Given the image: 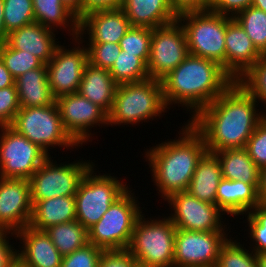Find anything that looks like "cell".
Returning <instances> with one entry per match:
<instances>
[{"label": "cell", "instance_id": "cell-1", "mask_svg": "<svg viewBox=\"0 0 266 267\" xmlns=\"http://www.w3.org/2000/svg\"><path fill=\"white\" fill-rule=\"evenodd\" d=\"M266 111L234 81L189 122L202 135L208 152L245 148Z\"/></svg>", "mask_w": 266, "mask_h": 267}, {"label": "cell", "instance_id": "cell-2", "mask_svg": "<svg viewBox=\"0 0 266 267\" xmlns=\"http://www.w3.org/2000/svg\"><path fill=\"white\" fill-rule=\"evenodd\" d=\"M178 128L181 129L175 139L161 140L142 153L150 168L151 182L163 201L174 193L187 191L197 163L207 151L202 135L189 121Z\"/></svg>", "mask_w": 266, "mask_h": 267}, {"label": "cell", "instance_id": "cell-3", "mask_svg": "<svg viewBox=\"0 0 266 267\" xmlns=\"http://www.w3.org/2000/svg\"><path fill=\"white\" fill-rule=\"evenodd\" d=\"M160 81L168 110L181 107L189 121L235 80L219 63L189 54Z\"/></svg>", "mask_w": 266, "mask_h": 267}, {"label": "cell", "instance_id": "cell-4", "mask_svg": "<svg viewBox=\"0 0 266 267\" xmlns=\"http://www.w3.org/2000/svg\"><path fill=\"white\" fill-rule=\"evenodd\" d=\"M160 80L148 78L140 82L118 84L108 126L131 127L152 123L167 113ZM163 113V114H162Z\"/></svg>", "mask_w": 266, "mask_h": 267}, {"label": "cell", "instance_id": "cell-5", "mask_svg": "<svg viewBox=\"0 0 266 267\" xmlns=\"http://www.w3.org/2000/svg\"><path fill=\"white\" fill-rule=\"evenodd\" d=\"M145 215L136 221L127 250L140 265L174 267L176 227L164 213L158 217Z\"/></svg>", "mask_w": 266, "mask_h": 267}, {"label": "cell", "instance_id": "cell-6", "mask_svg": "<svg viewBox=\"0 0 266 267\" xmlns=\"http://www.w3.org/2000/svg\"><path fill=\"white\" fill-rule=\"evenodd\" d=\"M95 165L85 173L75 194L76 220L87 230L132 186L114 173H100Z\"/></svg>", "mask_w": 266, "mask_h": 267}, {"label": "cell", "instance_id": "cell-7", "mask_svg": "<svg viewBox=\"0 0 266 267\" xmlns=\"http://www.w3.org/2000/svg\"><path fill=\"white\" fill-rule=\"evenodd\" d=\"M131 187L117 199L102 218L88 229L89 243L102 250H122L129 246L138 218L144 213L138 194Z\"/></svg>", "mask_w": 266, "mask_h": 267}, {"label": "cell", "instance_id": "cell-8", "mask_svg": "<svg viewBox=\"0 0 266 267\" xmlns=\"http://www.w3.org/2000/svg\"><path fill=\"white\" fill-rule=\"evenodd\" d=\"M10 127L37 144L49 156L58 147L60 150L64 149L62 152L69 149L70 153L74 148H80L64 129L56 103L43 107L20 108Z\"/></svg>", "mask_w": 266, "mask_h": 267}, {"label": "cell", "instance_id": "cell-9", "mask_svg": "<svg viewBox=\"0 0 266 267\" xmlns=\"http://www.w3.org/2000/svg\"><path fill=\"white\" fill-rule=\"evenodd\" d=\"M190 55L213 60L225 70V34L228 17L211 10L188 11L178 15Z\"/></svg>", "mask_w": 266, "mask_h": 267}, {"label": "cell", "instance_id": "cell-10", "mask_svg": "<svg viewBox=\"0 0 266 267\" xmlns=\"http://www.w3.org/2000/svg\"><path fill=\"white\" fill-rule=\"evenodd\" d=\"M54 158L49 156L30 177L32 202L75 195L85 173L94 164V160L83 157L59 163Z\"/></svg>", "mask_w": 266, "mask_h": 267}, {"label": "cell", "instance_id": "cell-11", "mask_svg": "<svg viewBox=\"0 0 266 267\" xmlns=\"http://www.w3.org/2000/svg\"><path fill=\"white\" fill-rule=\"evenodd\" d=\"M165 201L169 205L168 213L169 209L171 212L166 216L178 229L200 232L232 229L229 218L217 205L201 201L187 191L174 193Z\"/></svg>", "mask_w": 266, "mask_h": 267}, {"label": "cell", "instance_id": "cell-12", "mask_svg": "<svg viewBox=\"0 0 266 267\" xmlns=\"http://www.w3.org/2000/svg\"><path fill=\"white\" fill-rule=\"evenodd\" d=\"M48 157L10 126L0 127V177L29 180Z\"/></svg>", "mask_w": 266, "mask_h": 267}, {"label": "cell", "instance_id": "cell-13", "mask_svg": "<svg viewBox=\"0 0 266 267\" xmlns=\"http://www.w3.org/2000/svg\"><path fill=\"white\" fill-rule=\"evenodd\" d=\"M55 103L64 129L81 148L93 142L95 127H109L108 114L78 92L56 97Z\"/></svg>", "mask_w": 266, "mask_h": 267}, {"label": "cell", "instance_id": "cell-14", "mask_svg": "<svg viewBox=\"0 0 266 267\" xmlns=\"http://www.w3.org/2000/svg\"><path fill=\"white\" fill-rule=\"evenodd\" d=\"M188 55L186 33L178 19L152 29L150 57L147 63L150 78L161 80Z\"/></svg>", "mask_w": 266, "mask_h": 267}, {"label": "cell", "instance_id": "cell-15", "mask_svg": "<svg viewBox=\"0 0 266 267\" xmlns=\"http://www.w3.org/2000/svg\"><path fill=\"white\" fill-rule=\"evenodd\" d=\"M71 41L69 45L60 44L53 58L46 64L48 83L55 98L78 92L88 63L86 45L78 37Z\"/></svg>", "mask_w": 266, "mask_h": 267}, {"label": "cell", "instance_id": "cell-16", "mask_svg": "<svg viewBox=\"0 0 266 267\" xmlns=\"http://www.w3.org/2000/svg\"><path fill=\"white\" fill-rule=\"evenodd\" d=\"M231 231H187L176 228L174 267H215Z\"/></svg>", "mask_w": 266, "mask_h": 267}, {"label": "cell", "instance_id": "cell-17", "mask_svg": "<svg viewBox=\"0 0 266 267\" xmlns=\"http://www.w3.org/2000/svg\"><path fill=\"white\" fill-rule=\"evenodd\" d=\"M32 209L29 180L0 177V231L17 233L28 226Z\"/></svg>", "mask_w": 266, "mask_h": 267}, {"label": "cell", "instance_id": "cell-18", "mask_svg": "<svg viewBox=\"0 0 266 267\" xmlns=\"http://www.w3.org/2000/svg\"><path fill=\"white\" fill-rule=\"evenodd\" d=\"M130 27V21L121 8L98 10L79 20L78 38L83 43H120Z\"/></svg>", "mask_w": 266, "mask_h": 267}, {"label": "cell", "instance_id": "cell-19", "mask_svg": "<svg viewBox=\"0 0 266 267\" xmlns=\"http://www.w3.org/2000/svg\"><path fill=\"white\" fill-rule=\"evenodd\" d=\"M18 262L24 267H61L63 256L45 231L29 225L16 233Z\"/></svg>", "mask_w": 266, "mask_h": 267}, {"label": "cell", "instance_id": "cell-20", "mask_svg": "<svg viewBox=\"0 0 266 267\" xmlns=\"http://www.w3.org/2000/svg\"><path fill=\"white\" fill-rule=\"evenodd\" d=\"M261 56L240 24L234 18L228 17L225 34V71L236 80Z\"/></svg>", "mask_w": 266, "mask_h": 267}, {"label": "cell", "instance_id": "cell-21", "mask_svg": "<svg viewBox=\"0 0 266 267\" xmlns=\"http://www.w3.org/2000/svg\"><path fill=\"white\" fill-rule=\"evenodd\" d=\"M58 34L55 30L34 22L10 32L6 43L15 50L32 53L47 64L61 44L59 36L56 38Z\"/></svg>", "mask_w": 266, "mask_h": 267}, {"label": "cell", "instance_id": "cell-22", "mask_svg": "<svg viewBox=\"0 0 266 267\" xmlns=\"http://www.w3.org/2000/svg\"><path fill=\"white\" fill-rule=\"evenodd\" d=\"M216 205L229 218L248 214L251 209L261 205L258 189L253 184L241 180L222 178L216 192ZM237 216V217H236Z\"/></svg>", "mask_w": 266, "mask_h": 267}, {"label": "cell", "instance_id": "cell-23", "mask_svg": "<svg viewBox=\"0 0 266 267\" xmlns=\"http://www.w3.org/2000/svg\"><path fill=\"white\" fill-rule=\"evenodd\" d=\"M121 9L131 27L154 29L177 20L168 0H124Z\"/></svg>", "mask_w": 266, "mask_h": 267}, {"label": "cell", "instance_id": "cell-24", "mask_svg": "<svg viewBox=\"0 0 266 267\" xmlns=\"http://www.w3.org/2000/svg\"><path fill=\"white\" fill-rule=\"evenodd\" d=\"M117 85L109 70L87 63L78 93L109 114L113 106Z\"/></svg>", "mask_w": 266, "mask_h": 267}, {"label": "cell", "instance_id": "cell-25", "mask_svg": "<svg viewBox=\"0 0 266 267\" xmlns=\"http://www.w3.org/2000/svg\"><path fill=\"white\" fill-rule=\"evenodd\" d=\"M32 203L29 226L36 230L45 231L53 225L76 220L75 195L58 196Z\"/></svg>", "mask_w": 266, "mask_h": 267}, {"label": "cell", "instance_id": "cell-26", "mask_svg": "<svg viewBox=\"0 0 266 267\" xmlns=\"http://www.w3.org/2000/svg\"><path fill=\"white\" fill-rule=\"evenodd\" d=\"M221 179L220 160L215 153L206 151L197 163L187 192L201 201L216 205V192Z\"/></svg>", "mask_w": 266, "mask_h": 267}, {"label": "cell", "instance_id": "cell-27", "mask_svg": "<svg viewBox=\"0 0 266 267\" xmlns=\"http://www.w3.org/2000/svg\"><path fill=\"white\" fill-rule=\"evenodd\" d=\"M21 108L43 107L55 103L47 78V66L29 70L15 79Z\"/></svg>", "mask_w": 266, "mask_h": 267}, {"label": "cell", "instance_id": "cell-28", "mask_svg": "<svg viewBox=\"0 0 266 267\" xmlns=\"http://www.w3.org/2000/svg\"><path fill=\"white\" fill-rule=\"evenodd\" d=\"M35 22L56 32H67L69 41L79 35V20L61 0H33Z\"/></svg>", "mask_w": 266, "mask_h": 267}, {"label": "cell", "instance_id": "cell-29", "mask_svg": "<svg viewBox=\"0 0 266 267\" xmlns=\"http://www.w3.org/2000/svg\"><path fill=\"white\" fill-rule=\"evenodd\" d=\"M214 153L222 166V178L241 180L258 189L260 169L245 148L224 149Z\"/></svg>", "mask_w": 266, "mask_h": 267}, {"label": "cell", "instance_id": "cell-30", "mask_svg": "<svg viewBox=\"0 0 266 267\" xmlns=\"http://www.w3.org/2000/svg\"><path fill=\"white\" fill-rule=\"evenodd\" d=\"M45 232L63 257L89 243L88 230L77 220L53 225Z\"/></svg>", "mask_w": 266, "mask_h": 267}, {"label": "cell", "instance_id": "cell-31", "mask_svg": "<svg viewBox=\"0 0 266 267\" xmlns=\"http://www.w3.org/2000/svg\"><path fill=\"white\" fill-rule=\"evenodd\" d=\"M109 72L117 84L140 82L150 78L147 64L136 54L123 50Z\"/></svg>", "mask_w": 266, "mask_h": 267}, {"label": "cell", "instance_id": "cell-32", "mask_svg": "<svg viewBox=\"0 0 266 267\" xmlns=\"http://www.w3.org/2000/svg\"><path fill=\"white\" fill-rule=\"evenodd\" d=\"M232 236L221 246L215 267H258L255 253L248 247V243L242 244L238 235L234 238Z\"/></svg>", "mask_w": 266, "mask_h": 267}, {"label": "cell", "instance_id": "cell-33", "mask_svg": "<svg viewBox=\"0 0 266 267\" xmlns=\"http://www.w3.org/2000/svg\"><path fill=\"white\" fill-rule=\"evenodd\" d=\"M234 19L245 30L255 48L264 55L266 53V12L251 6L236 15Z\"/></svg>", "mask_w": 266, "mask_h": 267}, {"label": "cell", "instance_id": "cell-34", "mask_svg": "<svg viewBox=\"0 0 266 267\" xmlns=\"http://www.w3.org/2000/svg\"><path fill=\"white\" fill-rule=\"evenodd\" d=\"M266 111V56L262 55L235 80Z\"/></svg>", "mask_w": 266, "mask_h": 267}, {"label": "cell", "instance_id": "cell-35", "mask_svg": "<svg viewBox=\"0 0 266 267\" xmlns=\"http://www.w3.org/2000/svg\"><path fill=\"white\" fill-rule=\"evenodd\" d=\"M244 216L246 217L243 220ZM243 223H247L245 227L248 226L246 240L247 237L249 238V245L248 246L254 253H263L266 252V206L259 205L254 207L249 211L248 214L242 216ZM246 221V222H245Z\"/></svg>", "mask_w": 266, "mask_h": 267}, {"label": "cell", "instance_id": "cell-36", "mask_svg": "<svg viewBox=\"0 0 266 267\" xmlns=\"http://www.w3.org/2000/svg\"><path fill=\"white\" fill-rule=\"evenodd\" d=\"M0 59L14 79L44 64L32 53L29 54L27 51L15 50L6 42L0 43Z\"/></svg>", "mask_w": 266, "mask_h": 267}, {"label": "cell", "instance_id": "cell-37", "mask_svg": "<svg viewBox=\"0 0 266 267\" xmlns=\"http://www.w3.org/2000/svg\"><path fill=\"white\" fill-rule=\"evenodd\" d=\"M3 9L4 25L8 34L35 22L33 0H4Z\"/></svg>", "mask_w": 266, "mask_h": 267}, {"label": "cell", "instance_id": "cell-38", "mask_svg": "<svg viewBox=\"0 0 266 267\" xmlns=\"http://www.w3.org/2000/svg\"><path fill=\"white\" fill-rule=\"evenodd\" d=\"M152 29L146 27H130L120 40L121 50L136 54L146 64L150 57Z\"/></svg>", "mask_w": 266, "mask_h": 267}, {"label": "cell", "instance_id": "cell-39", "mask_svg": "<svg viewBox=\"0 0 266 267\" xmlns=\"http://www.w3.org/2000/svg\"><path fill=\"white\" fill-rule=\"evenodd\" d=\"M88 51V63L110 70L121 52L119 43H84Z\"/></svg>", "mask_w": 266, "mask_h": 267}, {"label": "cell", "instance_id": "cell-40", "mask_svg": "<svg viewBox=\"0 0 266 267\" xmlns=\"http://www.w3.org/2000/svg\"><path fill=\"white\" fill-rule=\"evenodd\" d=\"M103 250L88 243L62 258L61 267H98Z\"/></svg>", "mask_w": 266, "mask_h": 267}, {"label": "cell", "instance_id": "cell-41", "mask_svg": "<svg viewBox=\"0 0 266 267\" xmlns=\"http://www.w3.org/2000/svg\"><path fill=\"white\" fill-rule=\"evenodd\" d=\"M245 149L259 169L266 166V117L255 128Z\"/></svg>", "mask_w": 266, "mask_h": 267}, {"label": "cell", "instance_id": "cell-42", "mask_svg": "<svg viewBox=\"0 0 266 267\" xmlns=\"http://www.w3.org/2000/svg\"><path fill=\"white\" fill-rule=\"evenodd\" d=\"M20 108L16 86L0 89V127L10 126Z\"/></svg>", "mask_w": 266, "mask_h": 267}, {"label": "cell", "instance_id": "cell-43", "mask_svg": "<svg viewBox=\"0 0 266 267\" xmlns=\"http://www.w3.org/2000/svg\"><path fill=\"white\" fill-rule=\"evenodd\" d=\"M17 241L16 233L0 231V267H13L18 262Z\"/></svg>", "mask_w": 266, "mask_h": 267}, {"label": "cell", "instance_id": "cell-44", "mask_svg": "<svg viewBox=\"0 0 266 267\" xmlns=\"http://www.w3.org/2000/svg\"><path fill=\"white\" fill-rule=\"evenodd\" d=\"M138 262L127 250H103L98 267H136Z\"/></svg>", "mask_w": 266, "mask_h": 267}, {"label": "cell", "instance_id": "cell-45", "mask_svg": "<svg viewBox=\"0 0 266 267\" xmlns=\"http://www.w3.org/2000/svg\"><path fill=\"white\" fill-rule=\"evenodd\" d=\"M254 0H210L209 10L234 18L253 5Z\"/></svg>", "mask_w": 266, "mask_h": 267}, {"label": "cell", "instance_id": "cell-46", "mask_svg": "<svg viewBox=\"0 0 266 267\" xmlns=\"http://www.w3.org/2000/svg\"><path fill=\"white\" fill-rule=\"evenodd\" d=\"M124 0H82L81 18L88 13L98 10L119 9L122 7Z\"/></svg>", "mask_w": 266, "mask_h": 267}, {"label": "cell", "instance_id": "cell-47", "mask_svg": "<svg viewBox=\"0 0 266 267\" xmlns=\"http://www.w3.org/2000/svg\"><path fill=\"white\" fill-rule=\"evenodd\" d=\"M171 8L179 15L188 11L208 10L210 0H168Z\"/></svg>", "mask_w": 266, "mask_h": 267}, {"label": "cell", "instance_id": "cell-48", "mask_svg": "<svg viewBox=\"0 0 266 267\" xmlns=\"http://www.w3.org/2000/svg\"><path fill=\"white\" fill-rule=\"evenodd\" d=\"M8 86H16L15 79L0 59V89Z\"/></svg>", "mask_w": 266, "mask_h": 267}, {"label": "cell", "instance_id": "cell-49", "mask_svg": "<svg viewBox=\"0 0 266 267\" xmlns=\"http://www.w3.org/2000/svg\"><path fill=\"white\" fill-rule=\"evenodd\" d=\"M258 193L261 204L266 206V166L260 169Z\"/></svg>", "mask_w": 266, "mask_h": 267}, {"label": "cell", "instance_id": "cell-50", "mask_svg": "<svg viewBox=\"0 0 266 267\" xmlns=\"http://www.w3.org/2000/svg\"><path fill=\"white\" fill-rule=\"evenodd\" d=\"M62 3L68 7L77 17L78 20L81 19V2L82 0H61Z\"/></svg>", "mask_w": 266, "mask_h": 267}, {"label": "cell", "instance_id": "cell-51", "mask_svg": "<svg viewBox=\"0 0 266 267\" xmlns=\"http://www.w3.org/2000/svg\"><path fill=\"white\" fill-rule=\"evenodd\" d=\"M4 0H0V43H5L8 37V33L6 32L4 25Z\"/></svg>", "mask_w": 266, "mask_h": 267}, {"label": "cell", "instance_id": "cell-52", "mask_svg": "<svg viewBox=\"0 0 266 267\" xmlns=\"http://www.w3.org/2000/svg\"><path fill=\"white\" fill-rule=\"evenodd\" d=\"M255 257L258 267H266V252L255 253Z\"/></svg>", "mask_w": 266, "mask_h": 267}, {"label": "cell", "instance_id": "cell-53", "mask_svg": "<svg viewBox=\"0 0 266 267\" xmlns=\"http://www.w3.org/2000/svg\"><path fill=\"white\" fill-rule=\"evenodd\" d=\"M252 6L266 12V0H254Z\"/></svg>", "mask_w": 266, "mask_h": 267}, {"label": "cell", "instance_id": "cell-54", "mask_svg": "<svg viewBox=\"0 0 266 267\" xmlns=\"http://www.w3.org/2000/svg\"><path fill=\"white\" fill-rule=\"evenodd\" d=\"M13 267H24L19 262H17Z\"/></svg>", "mask_w": 266, "mask_h": 267}, {"label": "cell", "instance_id": "cell-55", "mask_svg": "<svg viewBox=\"0 0 266 267\" xmlns=\"http://www.w3.org/2000/svg\"><path fill=\"white\" fill-rule=\"evenodd\" d=\"M136 267H147V266H143V265L137 264Z\"/></svg>", "mask_w": 266, "mask_h": 267}]
</instances>
